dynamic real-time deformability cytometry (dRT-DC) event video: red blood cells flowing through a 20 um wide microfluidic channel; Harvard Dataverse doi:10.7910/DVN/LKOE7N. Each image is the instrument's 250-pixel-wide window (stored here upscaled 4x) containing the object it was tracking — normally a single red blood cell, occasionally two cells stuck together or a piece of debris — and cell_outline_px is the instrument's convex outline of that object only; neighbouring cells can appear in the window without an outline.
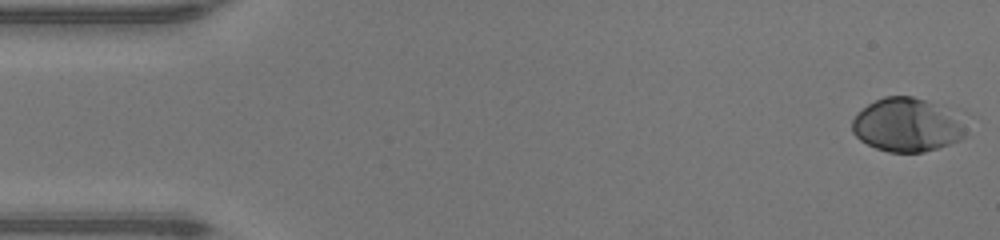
{"species": "human", "species_latin": "Homo sapiens", "temperature_condition": "warm", "stored_images_in_passage": 48, "camera_frame_rate_fps": 3000, "um_per_image_px": 0.085, "donor": {"sex": "male"}, "frame": {"image": 1, "passage_image": 1, "time_ms": 0.0, "image_size_px": [1000, 240], "cell_outline_px": [[976, 116], [968, 136], [960, 140], [924, 152], [888, 152], [876, 148], [860, 140], [852, 132], [852, 120], [868, 104], [884, 96], [912, 96], [968, 112]], "centroid_in_image_um": [77.39, 10.58], "position_along_channel_um": 7.6, "area_um2": 37.69}}
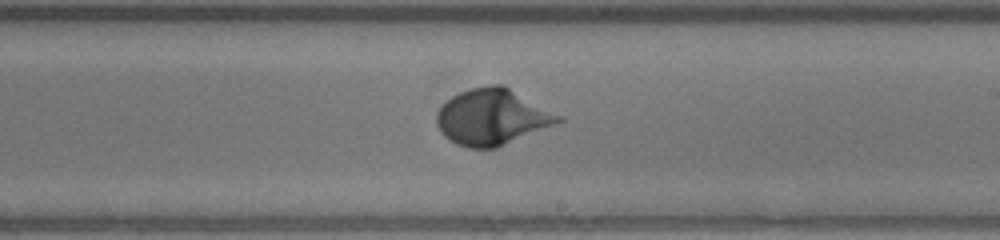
{"frame": {"image": 2, "passage_image": 28, "time_ms": 9.0, "image_size_px": [1000, 240], "cell_outline_px": [[564, 120], [496, 148], [468, 148], [456, 144], [444, 136], [440, 132], [436, 124], [436, 112], [452, 96], [460, 92], [472, 88], [488, 84], [504, 84], [564, 116]], "centroid_in_image_um": [41.85, 9.93], "position_along_channel_um": 247.2, "area_um2": 39.88}}
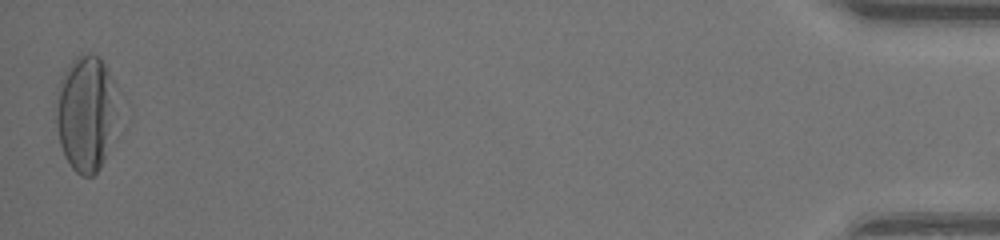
{"frame": {"image": 3, "passage_image": 48, "time_ms": 15.667, "image_size_px": [1000, 240], "cell_outline_px": [[112, 80], [108, 128], [104, 160], [100, 168], [92, 176], [80, 176], [72, 168], [64, 156], [60, 144], [56, 124], [56, 108], [60, 80], [64, 72], [76, 56], [84, 52], [92, 52], [100, 56]], "centroid_in_image_um": [7.16, 9.6], "position_along_channel_um": 428.0, "area_um2": 39.02}, "authors_computed_cell_mechanics": {"area_um2": 34.7378, "velocity_mm_per_s": 4.2507, "shape_relaxation_time_tau1_ms": 3.865, "shape_relaxation_time_tau2_ms": null, "deformation_change_tau1": 0.2137, "deformation_change_tau2": null}}